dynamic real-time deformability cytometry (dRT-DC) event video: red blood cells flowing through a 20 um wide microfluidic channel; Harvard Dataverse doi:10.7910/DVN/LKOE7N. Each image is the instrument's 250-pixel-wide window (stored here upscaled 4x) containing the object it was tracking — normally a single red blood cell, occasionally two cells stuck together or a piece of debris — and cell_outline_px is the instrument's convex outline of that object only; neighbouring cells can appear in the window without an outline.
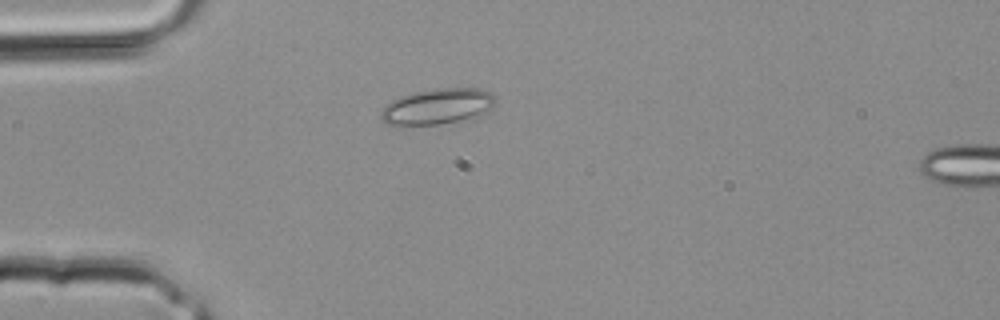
{"species": "common noctule bat (a hibernating species)", "species_latin": "Nyctalus noctula", "temperature_condition": "room temperature", "stored_images_in_passage": 3, "camera_frame_rate_fps": 3000, "um_per_image_px": 0.085, "animal": {"sex": "male", "body_mass_g": 20.4}, "frame": {"image": 1, "passage_image": 3, "time_ms": 0.667, "image_size_px": [1000, 320], "cell_outline_px": [[492, 108], [476, 116], [440, 124], [400, 128], [388, 124], [380, 116], [380, 112], [392, 100], [400, 96], [436, 88], [480, 88], [492, 92]], "centroid_in_image_um": [37.11, 9.08], "position_along_channel_um": 47.9, "area_um2": 23.87}}